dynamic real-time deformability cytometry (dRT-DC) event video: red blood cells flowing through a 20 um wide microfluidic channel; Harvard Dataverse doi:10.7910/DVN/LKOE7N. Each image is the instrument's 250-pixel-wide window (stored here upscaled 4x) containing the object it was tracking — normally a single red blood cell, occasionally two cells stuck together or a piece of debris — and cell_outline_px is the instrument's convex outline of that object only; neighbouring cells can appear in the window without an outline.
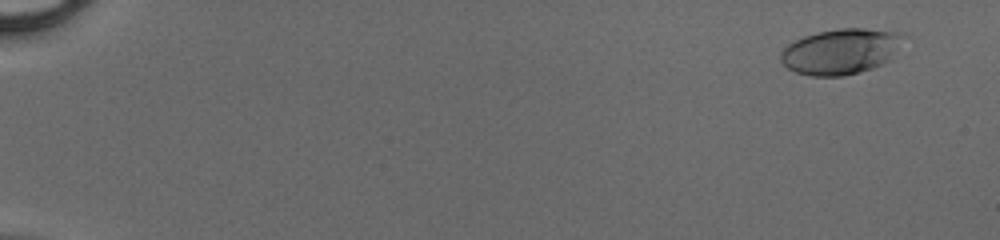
{"species": "human", "species_latin": "Homo sapiens", "temperature_condition": "cold", "stored_images_in_passage": 49, "camera_frame_rate_fps": 3000, "um_per_image_px": 0.085, "donor": {"sex": "male"}, "frame": {"image": 1, "passage_image": 2, "time_ms": 0.333, "image_size_px": [1000, 240], "cell_outline_px": [[908, 36], [892, 60], [872, 68], [860, 72], [844, 76], [812, 76], [796, 72], [788, 68], [780, 60], [780, 52], [788, 44], [804, 36], [820, 32], [840, 28], [864, 28], [908, 32]], "centroid_in_image_um": [71.58, 4.36], "position_along_channel_um": 13.4, "area_um2": 33.23}}
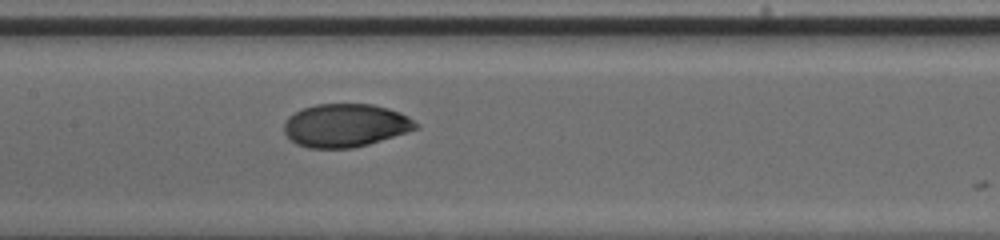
{"frame": {"image": 2, "passage_image": 26, "time_ms": 8.333, "image_size_px": [1000, 240], "cell_outline_px": [[420, 128], [408, 132], [368, 144], [352, 148], [308, 148], [296, 144], [284, 132], [284, 120], [288, 116], [304, 108], [316, 104], [372, 104], [388, 108], [400, 112], [408, 116], [420, 124]], "centroid_in_image_um": [29.38, 10.66], "position_along_channel_um": 178.0, "area_um2": 33.29}}
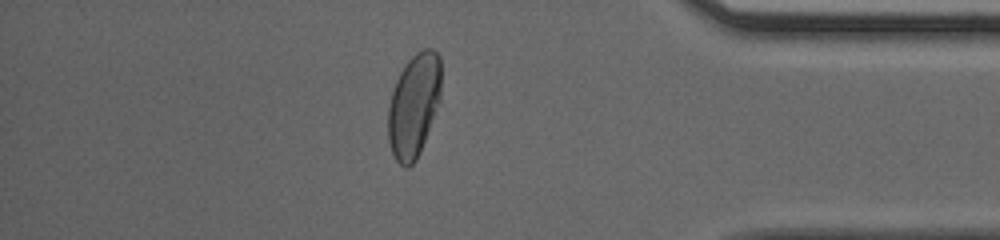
{"frame": {"image": 3, "passage_image": 43, "time_ms": 14.0, "image_size_px": [1000, 240], "cell_outline_px": [[440, 104], [420, 152], [416, 160], [408, 168], [404, 168], [396, 160], [392, 152], [388, 140], [388, 108], [392, 92], [396, 80], [400, 72], [408, 60], [416, 52], [424, 48], [432, 48], [440, 56]], "centroid_in_image_um": [35.18, 8.97], "position_along_channel_um": 400.0, "area_um2": 32.25}}